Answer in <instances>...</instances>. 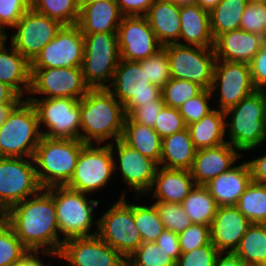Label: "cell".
<instances>
[{
    "instance_id": "obj_1",
    "label": "cell",
    "mask_w": 266,
    "mask_h": 266,
    "mask_svg": "<svg viewBox=\"0 0 266 266\" xmlns=\"http://www.w3.org/2000/svg\"><path fill=\"white\" fill-rule=\"evenodd\" d=\"M3 219L29 250L59 255L64 240L58 231L53 197L45 189L11 206Z\"/></svg>"
},
{
    "instance_id": "obj_2",
    "label": "cell",
    "mask_w": 266,
    "mask_h": 266,
    "mask_svg": "<svg viewBox=\"0 0 266 266\" xmlns=\"http://www.w3.org/2000/svg\"><path fill=\"white\" fill-rule=\"evenodd\" d=\"M124 106L107 88H91L80 99V140L85 144H111L123 134Z\"/></svg>"
},
{
    "instance_id": "obj_3",
    "label": "cell",
    "mask_w": 266,
    "mask_h": 266,
    "mask_svg": "<svg viewBox=\"0 0 266 266\" xmlns=\"http://www.w3.org/2000/svg\"><path fill=\"white\" fill-rule=\"evenodd\" d=\"M226 141L241 154L259 149L266 143V100L256 90L225 111ZM248 152V153H246Z\"/></svg>"
},
{
    "instance_id": "obj_4",
    "label": "cell",
    "mask_w": 266,
    "mask_h": 266,
    "mask_svg": "<svg viewBox=\"0 0 266 266\" xmlns=\"http://www.w3.org/2000/svg\"><path fill=\"white\" fill-rule=\"evenodd\" d=\"M45 190L53 197L58 231L64 241L97 235L98 219L95 218V210L101 204L100 199L67 186H53Z\"/></svg>"
},
{
    "instance_id": "obj_5",
    "label": "cell",
    "mask_w": 266,
    "mask_h": 266,
    "mask_svg": "<svg viewBox=\"0 0 266 266\" xmlns=\"http://www.w3.org/2000/svg\"><path fill=\"white\" fill-rule=\"evenodd\" d=\"M84 145L77 139L41 137L32 158L43 189L65 186L70 181Z\"/></svg>"
},
{
    "instance_id": "obj_6",
    "label": "cell",
    "mask_w": 266,
    "mask_h": 266,
    "mask_svg": "<svg viewBox=\"0 0 266 266\" xmlns=\"http://www.w3.org/2000/svg\"><path fill=\"white\" fill-rule=\"evenodd\" d=\"M41 137L35 107L22 99L0 126V157L32 158Z\"/></svg>"
},
{
    "instance_id": "obj_7",
    "label": "cell",
    "mask_w": 266,
    "mask_h": 266,
    "mask_svg": "<svg viewBox=\"0 0 266 266\" xmlns=\"http://www.w3.org/2000/svg\"><path fill=\"white\" fill-rule=\"evenodd\" d=\"M119 197L98 218L97 235L124 258L132 255L143 243L134 220V202ZM101 216V217H100Z\"/></svg>"
},
{
    "instance_id": "obj_8",
    "label": "cell",
    "mask_w": 266,
    "mask_h": 266,
    "mask_svg": "<svg viewBox=\"0 0 266 266\" xmlns=\"http://www.w3.org/2000/svg\"><path fill=\"white\" fill-rule=\"evenodd\" d=\"M82 73L90 88H107L120 61L117 32L83 34Z\"/></svg>"
},
{
    "instance_id": "obj_9",
    "label": "cell",
    "mask_w": 266,
    "mask_h": 266,
    "mask_svg": "<svg viewBox=\"0 0 266 266\" xmlns=\"http://www.w3.org/2000/svg\"><path fill=\"white\" fill-rule=\"evenodd\" d=\"M107 89L124 106L126 116L142 104L162 99V87L151 84L138 61L120 59Z\"/></svg>"
},
{
    "instance_id": "obj_10",
    "label": "cell",
    "mask_w": 266,
    "mask_h": 266,
    "mask_svg": "<svg viewBox=\"0 0 266 266\" xmlns=\"http://www.w3.org/2000/svg\"><path fill=\"white\" fill-rule=\"evenodd\" d=\"M113 176L114 159L109 144H85L79 154L74 173L65 186L96 195V192L108 188Z\"/></svg>"
},
{
    "instance_id": "obj_11",
    "label": "cell",
    "mask_w": 266,
    "mask_h": 266,
    "mask_svg": "<svg viewBox=\"0 0 266 266\" xmlns=\"http://www.w3.org/2000/svg\"><path fill=\"white\" fill-rule=\"evenodd\" d=\"M38 114L42 136L80 140V100L75 98H26Z\"/></svg>"
},
{
    "instance_id": "obj_12",
    "label": "cell",
    "mask_w": 266,
    "mask_h": 266,
    "mask_svg": "<svg viewBox=\"0 0 266 266\" xmlns=\"http://www.w3.org/2000/svg\"><path fill=\"white\" fill-rule=\"evenodd\" d=\"M114 159V174L119 172L123 186L120 197H126L132 191L134 196L144 197L150 190L159 164L142 155L136 149L126 144L121 138L109 144ZM119 170V171H118ZM127 191V192H126Z\"/></svg>"
},
{
    "instance_id": "obj_13",
    "label": "cell",
    "mask_w": 266,
    "mask_h": 266,
    "mask_svg": "<svg viewBox=\"0 0 266 266\" xmlns=\"http://www.w3.org/2000/svg\"><path fill=\"white\" fill-rule=\"evenodd\" d=\"M169 58L171 78L195 82L210 89L216 56L214 47H198L178 43L163 46Z\"/></svg>"
},
{
    "instance_id": "obj_14",
    "label": "cell",
    "mask_w": 266,
    "mask_h": 266,
    "mask_svg": "<svg viewBox=\"0 0 266 266\" xmlns=\"http://www.w3.org/2000/svg\"><path fill=\"white\" fill-rule=\"evenodd\" d=\"M42 189L33 158L0 157V211L3 214Z\"/></svg>"
},
{
    "instance_id": "obj_15",
    "label": "cell",
    "mask_w": 266,
    "mask_h": 266,
    "mask_svg": "<svg viewBox=\"0 0 266 266\" xmlns=\"http://www.w3.org/2000/svg\"><path fill=\"white\" fill-rule=\"evenodd\" d=\"M256 90L248 63L216 59L210 88L214 108L225 112Z\"/></svg>"
},
{
    "instance_id": "obj_16",
    "label": "cell",
    "mask_w": 266,
    "mask_h": 266,
    "mask_svg": "<svg viewBox=\"0 0 266 266\" xmlns=\"http://www.w3.org/2000/svg\"><path fill=\"white\" fill-rule=\"evenodd\" d=\"M90 89L81 67L31 68V87L27 98L80 100Z\"/></svg>"
},
{
    "instance_id": "obj_17",
    "label": "cell",
    "mask_w": 266,
    "mask_h": 266,
    "mask_svg": "<svg viewBox=\"0 0 266 266\" xmlns=\"http://www.w3.org/2000/svg\"><path fill=\"white\" fill-rule=\"evenodd\" d=\"M62 26L57 20L30 7L15 26L9 29L12 32L8 35L10 40L7 41L31 63L43 47L54 39Z\"/></svg>"
},
{
    "instance_id": "obj_18",
    "label": "cell",
    "mask_w": 266,
    "mask_h": 266,
    "mask_svg": "<svg viewBox=\"0 0 266 266\" xmlns=\"http://www.w3.org/2000/svg\"><path fill=\"white\" fill-rule=\"evenodd\" d=\"M84 36L77 24L63 25L31 62V68L81 67Z\"/></svg>"
},
{
    "instance_id": "obj_19",
    "label": "cell",
    "mask_w": 266,
    "mask_h": 266,
    "mask_svg": "<svg viewBox=\"0 0 266 266\" xmlns=\"http://www.w3.org/2000/svg\"><path fill=\"white\" fill-rule=\"evenodd\" d=\"M117 37L120 59L127 61L146 59L163 48L146 16H123Z\"/></svg>"
},
{
    "instance_id": "obj_20",
    "label": "cell",
    "mask_w": 266,
    "mask_h": 266,
    "mask_svg": "<svg viewBox=\"0 0 266 266\" xmlns=\"http://www.w3.org/2000/svg\"><path fill=\"white\" fill-rule=\"evenodd\" d=\"M67 266H123L124 257L98 235L64 241L58 255Z\"/></svg>"
},
{
    "instance_id": "obj_21",
    "label": "cell",
    "mask_w": 266,
    "mask_h": 266,
    "mask_svg": "<svg viewBox=\"0 0 266 266\" xmlns=\"http://www.w3.org/2000/svg\"><path fill=\"white\" fill-rule=\"evenodd\" d=\"M236 148L228 142L222 145L196 150L191 176L195 185H206L210 180L227 172L240 159H245Z\"/></svg>"
},
{
    "instance_id": "obj_22",
    "label": "cell",
    "mask_w": 266,
    "mask_h": 266,
    "mask_svg": "<svg viewBox=\"0 0 266 266\" xmlns=\"http://www.w3.org/2000/svg\"><path fill=\"white\" fill-rule=\"evenodd\" d=\"M251 222L236 206H221L210 225L211 243L219 252H234Z\"/></svg>"
},
{
    "instance_id": "obj_23",
    "label": "cell",
    "mask_w": 266,
    "mask_h": 266,
    "mask_svg": "<svg viewBox=\"0 0 266 266\" xmlns=\"http://www.w3.org/2000/svg\"><path fill=\"white\" fill-rule=\"evenodd\" d=\"M239 162L237 161L227 172L220 174L205 185L218 207L236 206L239 198L252 182V172L248 161L239 160Z\"/></svg>"
},
{
    "instance_id": "obj_24",
    "label": "cell",
    "mask_w": 266,
    "mask_h": 266,
    "mask_svg": "<svg viewBox=\"0 0 266 266\" xmlns=\"http://www.w3.org/2000/svg\"><path fill=\"white\" fill-rule=\"evenodd\" d=\"M195 186L191 172L188 170L158 167L150 190L145 194L151 202L182 204Z\"/></svg>"
},
{
    "instance_id": "obj_25",
    "label": "cell",
    "mask_w": 266,
    "mask_h": 266,
    "mask_svg": "<svg viewBox=\"0 0 266 266\" xmlns=\"http://www.w3.org/2000/svg\"><path fill=\"white\" fill-rule=\"evenodd\" d=\"M266 40L242 29L220 34L214 41L216 59L250 63Z\"/></svg>"
},
{
    "instance_id": "obj_26",
    "label": "cell",
    "mask_w": 266,
    "mask_h": 266,
    "mask_svg": "<svg viewBox=\"0 0 266 266\" xmlns=\"http://www.w3.org/2000/svg\"><path fill=\"white\" fill-rule=\"evenodd\" d=\"M0 81L26 99L31 87V63L7 40L0 46Z\"/></svg>"
},
{
    "instance_id": "obj_27",
    "label": "cell",
    "mask_w": 266,
    "mask_h": 266,
    "mask_svg": "<svg viewBox=\"0 0 266 266\" xmlns=\"http://www.w3.org/2000/svg\"><path fill=\"white\" fill-rule=\"evenodd\" d=\"M180 23L178 44L214 47L208 11L198 4L180 6Z\"/></svg>"
},
{
    "instance_id": "obj_28",
    "label": "cell",
    "mask_w": 266,
    "mask_h": 266,
    "mask_svg": "<svg viewBox=\"0 0 266 266\" xmlns=\"http://www.w3.org/2000/svg\"><path fill=\"white\" fill-rule=\"evenodd\" d=\"M122 17L115 0L98 1L80 7L77 25L82 34L117 32Z\"/></svg>"
},
{
    "instance_id": "obj_29",
    "label": "cell",
    "mask_w": 266,
    "mask_h": 266,
    "mask_svg": "<svg viewBox=\"0 0 266 266\" xmlns=\"http://www.w3.org/2000/svg\"><path fill=\"white\" fill-rule=\"evenodd\" d=\"M145 16L163 46L179 41L180 6L176 3L171 0H156Z\"/></svg>"
},
{
    "instance_id": "obj_30",
    "label": "cell",
    "mask_w": 266,
    "mask_h": 266,
    "mask_svg": "<svg viewBox=\"0 0 266 266\" xmlns=\"http://www.w3.org/2000/svg\"><path fill=\"white\" fill-rule=\"evenodd\" d=\"M196 149L187 127L162 138L160 167L188 170L192 168Z\"/></svg>"
},
{
    "instance_id": "obj_31",
    "label": "cell",
    "mask_w": 266,
    "mask_h": 266,
    "mask_svg": "<svg viewBox=\"0 0 266 266\" xmlns=\"http://www.w3.org/2000/svg\"><path fill=\"white\" fill-rule=\"evenodd\" d=\"M187 129L196 150L227 143L225 112L217 108L199 121L187 125Z\"/></svg>"
},
{
    "instance_id": "obj_32",
    "label": "cell",
    "mask_w": 266,
    "mask_h": 266,
    "mask_svg": "<svg viewBox=\"0 0 266 266\" xmlns=\"http://www.w3.org/2000/svg\"><path fill=\"white\" fill-rule=\"evenodd\" d=\"M121 139L142 155L160 164L162 138L152 127L130 121L126 117Z\"/></svg>"
},
{
    "instance_id": "obj_33",
    "label": "cell",
    "mask_w": 266,
    "mask_h": 266,
    "mask_svg": "<svg viewBox=\"0 0 266 266\" xmlns=\"http://www.w3.org/2000/svg\"><path fill=\"white\" fill-rule=\"evenodd\" d=\"M234 253L248 266H266V224L251 223Z\"/></svg>"
},
{
    "instance_id": "obj_34",
    "label": "cell",
    "mask_w": 266,
    "mask_h": 266,
    "mask_svg": "<svg viewBox=\"0 0 266 266\" xmlns=\"http://www.w3.org/2000/svg\"><path fill=\"white\" fill-rule=\"evenodd\" d=\"M248 0H221L209 12L214 40L222 33L240 29V22Z\"/></svg>"
},
{
    "instance_id": "obj_35",
    "label": "cell",
    "mask_w": 266,
    "mask_h": 266,
    "mask_svg": "<svg viewBox=\"0 0 266 266\" xmlns=\"http://www.w3.org/2000/svg\"><path fill=\"white\" fill-rule=\"evenodd\" d=\"M192 223L211 225L218 205L205 185H195L182 202Z\"/></svg>"
},
{
    "instance_id": "obj_36",
    "label": "cell",
    "mask_w": 266,
    "mask_h": 266,
    "mask_svg": "<svg viewBox=\"0 0 266 266\" xmlns=\"http://www.w3.org/2000/svg\"><path fill=\"white\" fill-rule=\"evenodd\" d=\"M137 199L141 201H137ZM134 200H136L134 202V220L142 242H155L165 229L159 212L150 199L149 205L148 202L142 200L141 196L133 197Z\"/></svg>"
},
{
    "instance_id": "obj_37",
    "label": "cell",
    "mask_w": 266,
    "mask_h": 266,
    "mask_svg": "<svg viewBox=\"0 0 266 266\" xmlns=\"http://www.w3.org/2000/svg\"><path fill=\"white\" fill-rule=\"evenodd\" d=\"M236 207L251 223L266 224V185L252 181Z\"/></svg>"
},
{
    "instance_id": "obj_38",
    "label": "cell",
    "mask_w": 266,
    "mask_h": 266,
    "mask_svg": "<svg viewBox=\"0 0 266 266\" xmlns=\"http://www.w3.org/2000/svg\"><path fill=\"white\" fill-rule=\"evenodd\" d=\"M31 8L62 25L77 24L80 15L78 0H31Z\"/></svg>"
},
{
    "instance_id": "obj_39",
    "label": "cell",
    "mask_w": 266,
    "mask_h": 266,
    "mask_svg": "<svg viewBox=\"0 0 266 266\" xmlns=\"http://www.w3.org/2000/svg\"><path fill=\"white\" fill-rule=\"evenodd\" d=\"M203 90L204 88L195 82L171 78L162 87V98L166 106L178 109L184 102L196 97Z\"/></svg>"
},
{
    "instance_id": "obj_40",
    "label": "cell",
    "mask_w": 266,
    "mask_h": 266,
    "mask_svg": "<svg viewBox=\"0 0 266 266\" xmlns=\"http://www.w3.org/2000/svg\"><path fill=\"white\" fill-rule=\"evenodd\" d=\"M29 249L20 241L12 227L0 220V266H10L21 259Z\"/></svg>"
},
{
    "instance_id": "obj_41",
    "label": "cell",
    "mask_w": 266,
    "mask_h": 266,
    "mask_svg": "<svg viewBox=\"0 0 266 266\" xmlns=\"http://www.w3.org/2000/svg\"><path fill=\"white\" fill-rule=\"evenodd\" d=\"M128 258L137 266H176V261L156 242L142 243Z\"/></svg>"
},
{
    "instance_id": "obj_42",
    "label": "cell",
    "mask_w": 266,
    "mask_h": 266,
    "mask_svg": "<svg viewBox=\"0 0 266 266\" xmlns=\"http://www.w3.org/2000/svg\"><path fill=\"white\" fill-rule=\"evenodd\" d=\"M153 203L159 212L166 230L179 234L192 224L182 204L165 202Z\"/></svg>"
},
{
    "instance_id": "obj_43",
    "label": "cell",
    "mask_w": 266,
    "mask_h": 266,
    "mask_svg": "<svg viewBox=\"0 0 266 266\" xmlns=\"http://www.w3.org/2000/svg\"><path fill=\"white\" fill-rule=\"evenodd\" d=\"M138 62L141 67H145V73L151 84L163 87L171 79L169 58L164 48Z\"/></svg>"
},
{
    "instance_id": "obj_44",
    "label": "cell",
    "mask_w": 266,
    "mask_h": 266,
    "mask_svg": "<svg viewBox=\"0 0 266 266\" xmlns=\"http://www.w3.org/2000/svg\"><path fill=\"white\" fill-rule=\"evenodd\" d=\"M211 99L210 89H204L196 97L188 99L178 108L186 126L199 121L214 109V106H211L213 104Z\"/></svg>"
},
{
    "instance_id": "obj_45",
    "label": "cell",
    "mask_w": 266,
    "mask_h": 266,
    "mask_svg": "<svg viewBox=\"0 0 266 266\" xmlns=\"http://www.w3.org/2000/svg\"><path fill=\"white\" fill-rule=\"evenodd\" d=\"M240 29L266 40V3L248 2L241 18Z\"/></svg>"
},
{
    "instance_id": "obj_46",
    "label": "cell",
    "mask_w": 266,
    "mask_h": 266,
    "mask_svg": "<svg viewBox=\"0 0 266 266\" xmlns=\"http://www.w3.org/2000/svg\"><path fill=\"white\" fill-rule=\"evenodd\" d=\"M187 126L177 108L164 105L160 110L153 129L164 138L176 132L184 130Z\"/></svg>"
},
{
    "instance_id": "obj_47",
    "label": "cell",
    "mask_w": 266,
    "mask_h": 266,
    "mask_svg": "<svg viewBox=\"0 0 266 266\" xmlns=\"http://www.w3.org/2000/svg\"><path fill=\"white\" fill-rule=\"evenodd\" d=\"M178 237L181 252H190L211 242L210 226L192 223Z\"/></svg>"
},
{
    "instance_id": "obj_48",
    "label": "cell",
    "mask_w": 266,
    "mask_h": 266,
    "mask_svg": "<svg viewBox=\"0 0 266 266\" xmlns=\"http://www.w3.org/2000/svg\"><path fill=\"white\" fill-rule=\"evenodd\" d=\"M219 253L210 242L190 252H181L180 257L176 261V266H215Z\"/></svg>"
},
{
    "instance_id": "obj_49",
    "label": "cell",
    "mask_w": 266,
    "mask_h": 266,
    "mask_svg": "<svg viewBox=\"0 0 266 266\" xmlns=\"http://www.w3.org/2000/svg\"><path fill=\"white\" fill-rule=\"evenodd\" d=\"M30 7L31 0H0V25L12 29Z\"/></svg>"
},
{
    "instance_id": "obj_50",
    "label": "cell",
    "mask_w": 266,
    "mask_h": 266,
    "mask_svg": "<svg viewBox=\"0 0 266 266\" xmlns=\"http://www.w3.org/2000/svg\"><path fill=\"white\" fill-rule=\"evenodd\" d=\"M164 105L163 98L157 102L142 104L138 108H134L126 117L130 121L153 128Z\"/></svg>"
},
{
    "instance_id": "obj_51",
    "label": "cell",
    "mask_w": 266,
    "mask_h": 266,
    "mask_svg": "<svg viewBox=\"0 0 266 266\" xmlns=\"http://www.w3.org/2000/svg\"><path fill=\"white\" fill-rule=\"evenodd\" d=\"M252 80L257 90L266 89V42L249 63Z\"/></svg>"
},
{
    "instance_id": "obj_52",
    "label": "cell",
    "mask_w": 266,
    "mask_h": 266,
    "mask_svg": "<svg viewBox=\"0 0 266 266\" xmlns=\"http://www.w3.org/2000/svg\"><path fill=\"white\" fill-rule=\"evenodd\" d=\"M123 16H145L156 0H115Z\"/></svg>"
},
{
    "instance_id": "obj_53",
    "label": "cell",
    "mask_w": 266,
    "mask_h": 266,
    "mask_svg": "<svg viewBox=\"0 0 266 266\" xmlns=\"http://www.w3.org/2000/svg\"><path fill=\"white\" fill-rule=\"evenodd\" d=\"M155 242L158 244V247L169 253L175 261L178 260L181 255V249L177 233L164 229Z\"/></svg>"
},
{
    "instance_id": "obj_54",
    "label": "cell",
    "mask_w": 266,
    "mask_h": 266,
    "mask_svg": "<svg viewBox=\"0 0 266 266\" xmlns=\"http://www.w3.org/2000/svg\"><path fill=\"white\" fill-rule=\"evenodd\" d=\"M44 255V256H42ZM47 257V259H55L58 260V255L48 252V251H31L29 250L21 259H19L17 262L12 263L10 266H51L52 263L48 261L46 263V259L44 260V257Z\"/></svg>"
},
{
    "instance_id": "obj_55",
    "label": "cell",
    "mask_w": 266,
    "mask_h": 266,
    "mask_svg": "<svg viewBox=\"0 0 266 266\" xmlns=\"http://www.w3.org/2000/svg\"><path fill=\"white\" fill-rule=\"evenodd\" d=\"M253 158L247 160L252 172V181L266 185V152Z\"/></svg>"
},
{
    "instance_id": "obj_56",
    "label": "cell",
    "mask_w": 266,
    "mask_h": 266,
    "mask_svg": "<svg viewBox=\"0 0 266 266\" xmlns=\"http://www.w3.org/2000/svg\"><path fill=\"white\" fill-rule=\"evenodd\" d=\"M22 99L13 88L0 81V105L18 104Z\"/></svg>"
},
{
    "instance_id": "obj_57",
    "label": "cell",
    "mask_w": 266,
    "mask_h": 266,
    "mask_svg": "<svg viewBox=\"0 0 266 266\" xmlns=\"http://www.w3.org/2000/svg\"><path fill=\"white\" fill-rule=\"evenodd\" d=\"M215 266H248L234 252H220Z\"/></svg>"
},
{
    "instance_id": "obj_58",
    "label": "cell",
    "mask_w": 266,
    "mask_h": 266,
    "mask_svg": "<svg viewBox=\"0 0 266 266\" xmlns=\"http://www.w3.org/2000/svg\"><path fill=\"white\" fill-rule=\"evenodd\" d=\"M220 2L221 0H196V4L208 12L215 8Z\"/></svg>"
},
{
    "instance_id": "obj_59",
    "label": "cell",
    "mask_w": 266,
    "mask_h": 266,
    "mask_svg": "<svg viewBox=\"0 0 266 266\" xmlns=\"http://www.w3.org/2000/svg\"><path fill=\"white\" fill-rule=\"evenodd\" d=\"M17 104H3L0 105V126L5 122L7 119L8 114Z\"/></svg>"
},
{
    "instance_id": "obj_60",
    "label": "cell",
    "mask_w": 266,
    "mask_h": 266,
    "mask_svg": "<svg viewBox=\"0 0 266 266\" xmlns=\"http://www.w3.org/2000/svg\"><path fill=\"white\" fill-rule=\"evenodd\" d=\"M174 3H176L178 6H183V5H194L196 4V0H171Z\"/></svg>"
},
{
    "instance_id": "obj_61",
    "label": "cell",
    "mask_w": 266,
    "mask_h": 266,
    "mask_svg": "<svg viewBox=\"0 0 266 266\" xmlns=\"http://www.w3.org/2000/svg\"><path fill=\"white\" fill-rule=\"evenodd\" d=\"M98 1H110V0H78L79 7L85 6L87 4H92Z\"/></svg>"
},
{
    "instance_id": "obj_62",
    "label": "cell",
    "mask_w": 266,
    "mask_h": 266,
    "mask_svg": "<svg viewBox=\"0 0 266 266\" xmlns=\"http://www.w3.org/2000/svg\"><path fill=\"white\" fill-rule=\"evenodd\" d=\"M8 40V34L7 33H0V46Z\"/></svg>"
},
{
    "instance_id": "obj_63",
    "label": "cell",
    "mask_w": 266,
    "mask_h": 266,
    "mask_svg": "<svg viewBox=\"0 0 266 266\" xmlns=\"http://www.w3.org/2000/svg\"><path fill=\"white\" fill-rule=\"evenodd\" d=\"M123 266H137V265H135L129 258H125Z\"/></svg>"
},
{
    "instance_id": "obj_64",
    "label": "cell",
    "mask_w": 266,
    "mask_h": 266,
    "mask_svg": "<svg viewBox=\"0 0 266 266\" xmlns=\"http://www.w3.org/2000/svg\"><path fill=\"white\" fill-rule=\"evenodd\" d=\"M251 3H266V0H248Z\"/></svg>"
},
{
    "instance_id": "obj_65",
    "label": "cell",
    "mask_w": 266,
    "mask_h": 266,
    "mask_svg": "<svg viewBox=\"0 0 266 266\" xmlns=\"http://www.w3.org/2000/svg\"><path fill=\"white\" fill-rule=\"evenodd\" d=\"M0 33H10V32H7V29H4V28L0 25Z\"/></svg>"
},
{
    "instance_id": "obj_66",
    "label": "cell",
    "mask_w": 266,
    "mask_h": 266,
    "mask_svg": "<svg viewBox=\"0 0 266 266\" xmlns=\"http://www.w3.org/2000/svg\"><path fill=\"white\" fill-rule=\"evenodd\" d=\"M3 218V213L0 211V220Z\"/></svg>"
},
{
    "instance_id": "obj_67",
    "label": "cell",
    "mask_w": 266,
    "mask_h": 266,
    "mask_svg": "<svg viewBox=\"0 0 266 266\" xmlns=\"http://www.w3.org/2000/svg\"><path fill=\"white\" fill-rule=\"evenodd\" d=\"M264 96H265V100H266V89L263 90Z\"/></svg>"
}]
</instances>
